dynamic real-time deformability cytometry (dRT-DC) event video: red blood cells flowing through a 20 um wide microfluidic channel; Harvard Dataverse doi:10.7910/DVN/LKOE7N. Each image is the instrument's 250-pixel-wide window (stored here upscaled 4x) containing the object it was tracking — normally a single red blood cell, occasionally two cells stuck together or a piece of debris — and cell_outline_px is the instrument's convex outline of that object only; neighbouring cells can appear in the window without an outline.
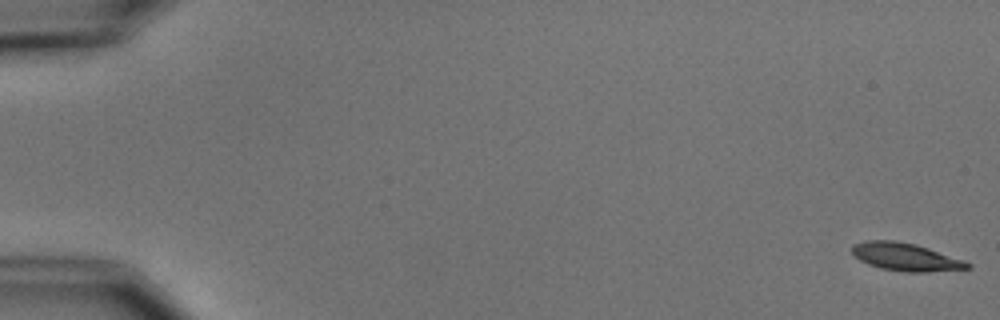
{"species": "common noctule bat (a hibernating species)", "species_latin": "Nyctalus noctula", "temperature_condition": "cold", "stored_images_in_passage": 7, "camera_frame_rate_fps": 3000, "um_per_image_px": 0.085, "animal": {"sex": "male", "body_mass_g": 15.6}, "frame": {"image": 1, "passage_image": 1, "time_ms": 0.0, "image_size_px": [1000, 320], "cell_outline_px": [[972, 268], [928, 272], [904, 272], [880, 268], [868, 264], [860, 260], [852, 252], [852, 244], [864, 240], [896, 240], [916, 244], [964, 260], [972, 264]], "centroid_in_image_um": [76.98, 21.83], "position_along_channel_um": 8.0, "area_um2": 18.84}}
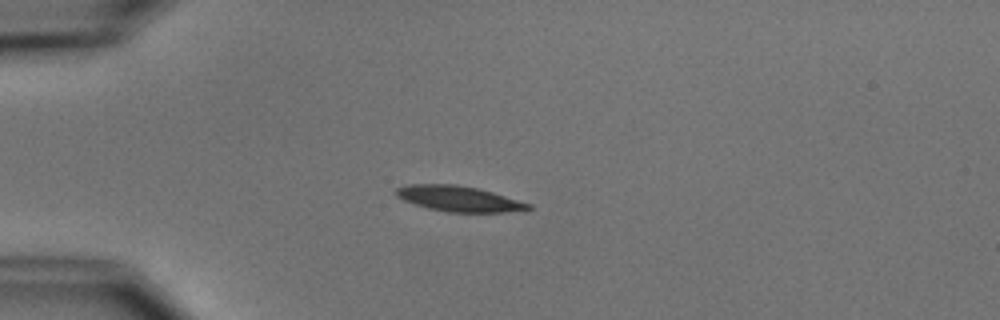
{"frame": {"image": 2, "passage_image": 5, "time_ms": 4.667, "image_size_px": [1000, 320], "cell_outline_px": [[532, 208], [528, 212], [448, 212], [428, 208], [404, 200], [396, 196], [396, 188], [408, 184], [456, 184], [476, 188], [492, 192], [532, 204]], "centroid_in_image_um": [39.08, 16.9], "position_along_channel_um": 45.9, "area_um2": 19.77}}